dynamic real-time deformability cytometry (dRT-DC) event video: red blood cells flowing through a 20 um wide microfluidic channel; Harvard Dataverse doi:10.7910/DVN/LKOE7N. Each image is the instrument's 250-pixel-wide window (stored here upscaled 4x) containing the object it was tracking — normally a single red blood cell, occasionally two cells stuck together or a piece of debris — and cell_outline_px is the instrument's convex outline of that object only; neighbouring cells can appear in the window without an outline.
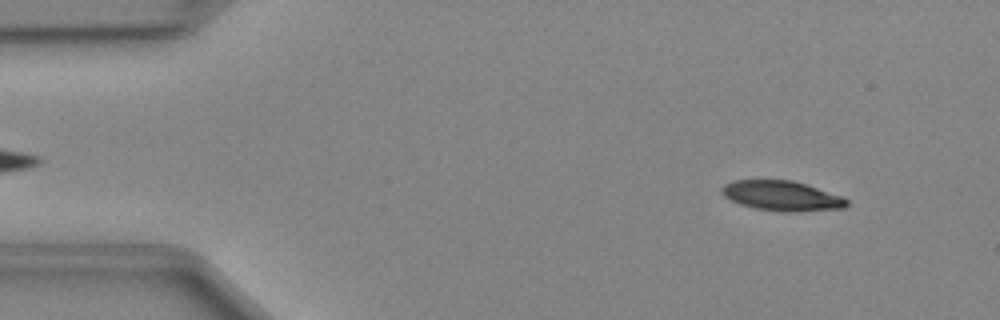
{"species": "Egyptian fruit bat (a non-hibernating species)", "species_latin": "Rousettus aegyptiacus", "temperature_condition": "cold", "stored_images_in_passage": 47, "camera_frame_rate_fps": 3000, "um_per_image_px": 0.085, "animal": {"sex": "female"}, "frame": {"image": 1, "passage_image": 4, "time_ms": 1.0, "image_size_px": [1000, 320], "cell_outline_px": [[848, 204], [844, 208], [792, 212], [784, 212], [752, 208], [740, 204], [724, 196], [720, 192], [720, 188], [724, 184], [732, 180], [792, 180], [844, 196], [848, 200]], "centroid_in_image_um": [66.45, 16.64], "position_along_channel_um": 18.6, "area_um2": 21.96}}
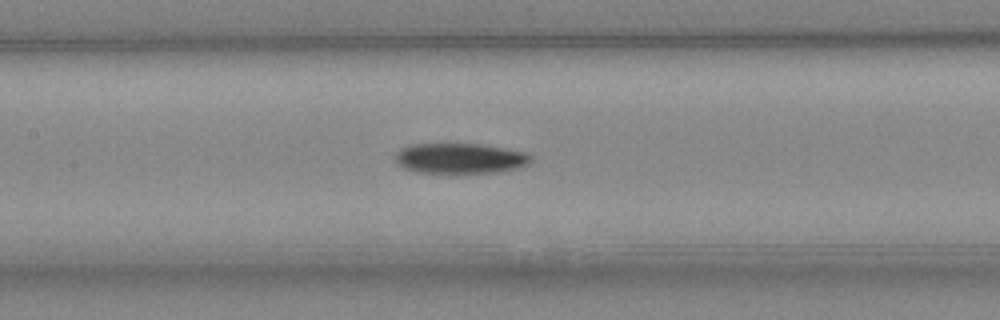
{"frame": {"image": 2, "passage_image": 21, "time_ms": 6.667, "image_size_px": [1000, 320], "cell_outline_px": [[532, 160], [528, 164], [520, 168], [500, 172], [416, 172], [404, 168], [396, 164], [396, 152], [412, 144], [480, 144], [504, 148], [524, 152], [532, 156]], "centroid_in_image_um": [39.13, 13.46], "position_along_channel_um": 168.3, "area_um2": 23.81}}
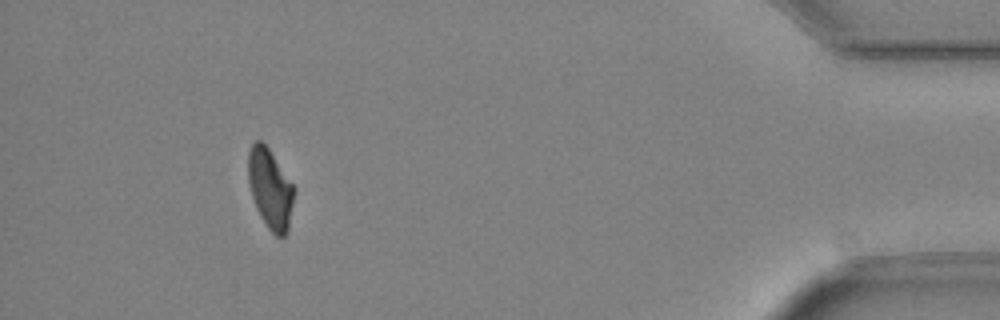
{"frame": {"image": 3, "passage_image": 43, "time_ms": 14.0, "image_size_px": [1000, 320], "cell_outline_px": [[296, 188], [288, 232], [284, 236], [276, 236], [268, 228], [260, 216], [256, 208], [248, 184], [248, 152], [252, 144], [256, 140], [260, 140], [268, 148]], "centroid_in_image_um": [22.98, 16.06], "position_along_channel_um": 412.2, "area_um2": 21.5}}